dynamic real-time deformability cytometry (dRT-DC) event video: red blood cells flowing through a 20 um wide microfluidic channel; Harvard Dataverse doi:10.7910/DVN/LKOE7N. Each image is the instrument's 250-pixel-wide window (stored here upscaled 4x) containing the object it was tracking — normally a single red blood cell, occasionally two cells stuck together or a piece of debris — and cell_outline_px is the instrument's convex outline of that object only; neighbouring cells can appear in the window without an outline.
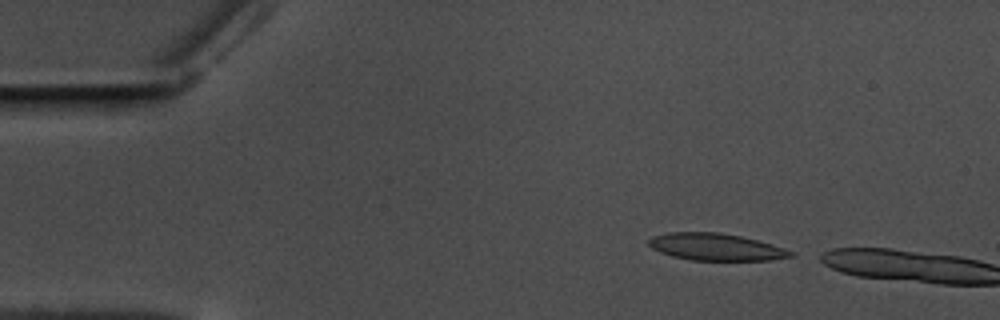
{"species": "common noctule bat (a hibernating species)", "species_latin": "Nyctalus noctula", "temperature_condition": "warm", "stored_images_in_passage": 6, "camera_frame_rate_fps": 3000, "um_per_image_px": 0.085, "animal": {"sex": "male", "body_mass_g": 17.5, "forearm_length_mm": 52.3}, "frame": {"image": 1, "passage_image": 3, "time_ms": 0.667, "image_size_px": [1000, 320], "cell_outline_px": [[796, 256], [772, 260], [692, 260], [672, 256], [660, 252], [652, 248], [648, 244], [648, 240], [652, 236], [668, 232], [720, 232], [740, 236], [756, 240], [784, 248], [796, 252]], "centroid_in_image_um": [60.86, 20.99], "position_along_channel_um": 24.1, "area_um2": 22.43}}